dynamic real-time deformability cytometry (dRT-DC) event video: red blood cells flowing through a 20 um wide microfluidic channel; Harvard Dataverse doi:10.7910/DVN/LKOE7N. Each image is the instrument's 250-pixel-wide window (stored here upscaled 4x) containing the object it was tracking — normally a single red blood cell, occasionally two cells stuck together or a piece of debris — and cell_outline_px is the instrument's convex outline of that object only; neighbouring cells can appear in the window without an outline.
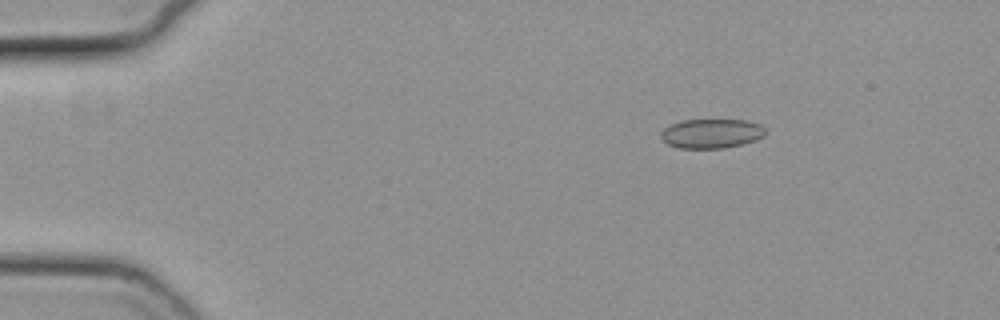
{"species": "common noctule bat (a hibernating species)", "species_latin": "Nyctalus noctula", "temperature_condition": "cold", "stored_images_in_passage": 4, "camera_frame_rate_fps": 3000, "um_per_image_px": 0.085, "animal": {"sex": "female", "body_mass_g": 19.3, "forearm_length_mm": 54.1}, "frame": {"image": 1, "passage_image": 1, "time_ms": 0.0, "image_size_px": [1000, 320], "cell_outline_px": [[764, 136], [756, 140], [724, 148], [680, 148], [668, 144], [660, 136], [660, 132], [664, 128], [672, 124], [684, 120], [748, 120], [760, 124], [764, 128]], "centroid_in_image_um": [60.47, 11.34], "position_along_channel_um": 24.5, "area_um2": 17.74}}